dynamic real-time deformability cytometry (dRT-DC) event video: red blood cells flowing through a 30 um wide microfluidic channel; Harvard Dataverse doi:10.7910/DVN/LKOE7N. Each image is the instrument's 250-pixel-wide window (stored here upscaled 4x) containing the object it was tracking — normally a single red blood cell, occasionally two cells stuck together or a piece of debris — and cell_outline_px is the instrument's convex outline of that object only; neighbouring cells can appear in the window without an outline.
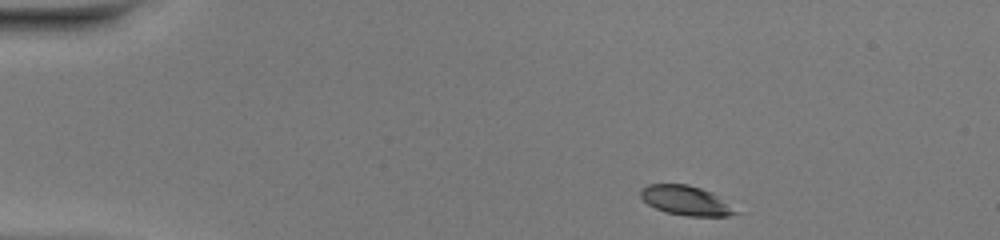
{"species": "common noctule bat (a hibernating species)", "species_latin": "Nyctalus noctula", "temperature_condition": "warm", "stored_images_in_passage": 43, "camera_frame_rate_fps": 3000, "um_per_image_px": 0.085, "animal": {"sex": "female", "body_mass_g": 20.0, "forearm_length_mm": 54.0}, "frame": {"image": 1, "passage_image": 1, "time_ms": 0.0, "image_size_px": [1000, 240], "cell_outline_px": [[740, 212], [728, 216], [688, 216], [664, 212], [648, 204], [640, 196], [640, 188], [648, 184], [688, 184], [712, 192]], "centroid_in_image_um": [58.28, 17.04], "position_along_channel_um": 26.7, "area_um2": 16.3}}
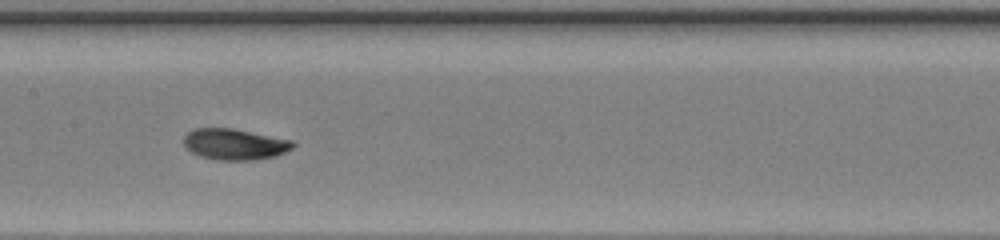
{"frame": {"image": 2, "passage_image": 19, "time_ms": 6.0, "image_size_px": [1000, 240], "cell_outline_px": [[296, 144], [292, 148], [276, 156], [256, 160], [216, 160], [200, 156], [192, 152], [184, 144], [184, 136], [188, 132], [196, 128], [232, 128], [292, 140]], "centroid_in_image_um": [19.96, 12.26], "position_along_channel_um": 187.4, "area_um2": 19.71}}
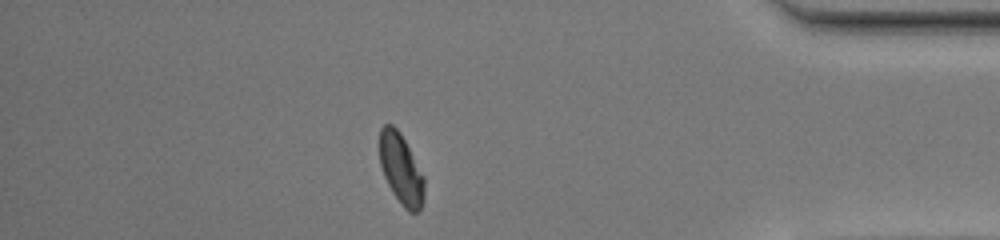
{"frame": {"image": 3, "passage_image": 37, "time_ms": 12.0, "image_size_px": [1000, 240], "cell_outline_px": [[424, 200], [420, 208], [416, 212], [408, 212], [404, 208], [392, 192], [384, 176], [380, 164], [380, 128], [384, 124], [392, 124], [400, 132], [424, 176]], "centroid_in_image_um": [34.09, 14.38], "position_along_channel_um": 401.1, "area_um2": 18.26}, "authors_computed_cell_mechanics": {"area_um2": 18.785, "velocity_mm_per_s": 4.1233, "shape_relaxation_time_tau1_ms": 3.2195, "shape_relaxation_time_tau2_ms": 1.456, "deformation_change_tau1": 0.1725, "deformation_change_tau2": 0.0573}}